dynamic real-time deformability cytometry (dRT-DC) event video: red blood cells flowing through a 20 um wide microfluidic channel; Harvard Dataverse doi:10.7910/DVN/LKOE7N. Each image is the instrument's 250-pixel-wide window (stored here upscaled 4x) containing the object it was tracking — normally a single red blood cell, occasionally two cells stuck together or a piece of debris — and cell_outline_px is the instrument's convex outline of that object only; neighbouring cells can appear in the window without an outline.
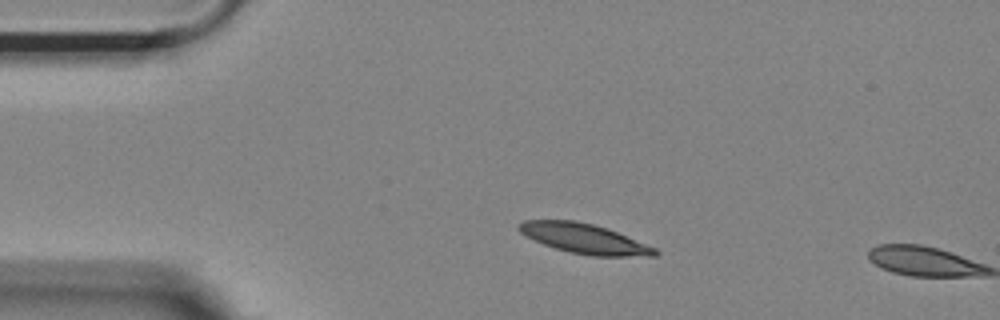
{"species": "Egyptian fruit bat (a non-hibernating species)", "species_latin": "Rousettus aegyptiacus", "temperature_condition": "room temperature", "stored_images_in_passage": 2, "camera_frame_rate_fps": 3000, "um_per_image_px": 0.085, "animal": {"sex": "female"}, "frame": {"image": 1, "passage_image": 1, "time_ms": 0.0, "image_size_px": [1000, 320], "cell_outline_px": [[660, 252], [656, 256], [592, 256], [572, 252], [556, 248], [544, 244], [520, 232], [516, 228], [516, 224], [524, 220], [576, 220], [608, 228], [656, 248]], "centroid_in_image_um": [49.68, 20.27], "position_along_channel_um": 35.3, "area_um2": 23.52}}